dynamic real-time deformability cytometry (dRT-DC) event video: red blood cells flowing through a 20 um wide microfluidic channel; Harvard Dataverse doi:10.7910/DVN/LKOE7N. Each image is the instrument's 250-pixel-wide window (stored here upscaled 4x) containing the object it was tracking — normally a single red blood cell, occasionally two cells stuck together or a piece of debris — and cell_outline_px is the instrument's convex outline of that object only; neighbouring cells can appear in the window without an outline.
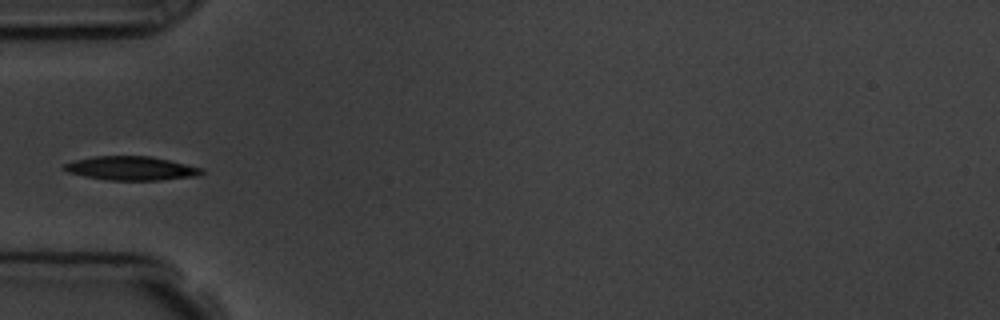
{"species": "common noctule bat (a hibernating species)", "species_latin": "Nyctalus noctula", "temperature_condition": "room temperature", "stored_images_in_passage": 10, "camera_frame_rate_fps": 3000, "um_per_image_px": 0.085, "animal": {"sex": "male", "body_mass_g": 19.5, "forearm_length_mm": 54.6}, "frame": {"image": 1, "passage_image": 4, "time_ms": 4.333, "image_size_px": [1000, 320], "cell_outline_px": [[204, 172], [200, 176], [160, 180], [108, 180], [84, 176], [68, 172], [64, 168], [64, 164], [72, 160], [92, 156], [148, 156], [168, 160], [204, 168]], "centroid_in_image_um": [11.17, 14.3], "position_along_channel_um": 73.8, "area_um2": 19.19}}
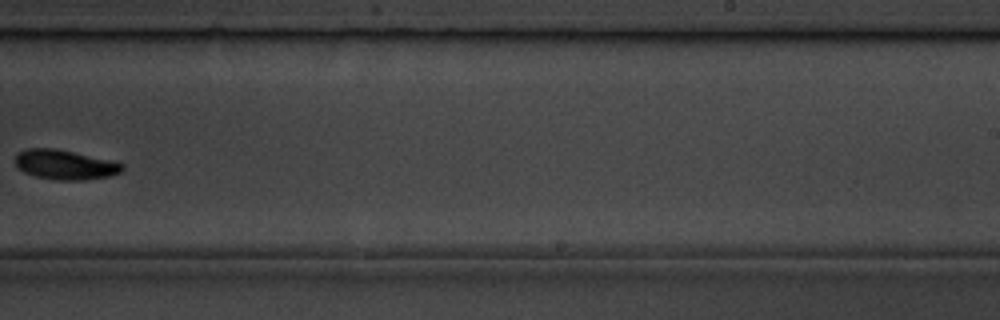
{"frame": {"image": 2, "passage_image": 9, "time_ms": 10.0, "image_size_px": [1000, 320], "cell_outline_px": [[124, 168], [120, 172], [112, 176], [84, 180], [56, 180], [36, 176], [24, 172], [16, 168], [12, 160], [16, 152], [28, 148], [56, 148], [116, 160], [124, 164]], "centroid_in_image_um": [5.51, 13.98], "position_along_channel_um": 283.5, "area_um2": 19.19}}